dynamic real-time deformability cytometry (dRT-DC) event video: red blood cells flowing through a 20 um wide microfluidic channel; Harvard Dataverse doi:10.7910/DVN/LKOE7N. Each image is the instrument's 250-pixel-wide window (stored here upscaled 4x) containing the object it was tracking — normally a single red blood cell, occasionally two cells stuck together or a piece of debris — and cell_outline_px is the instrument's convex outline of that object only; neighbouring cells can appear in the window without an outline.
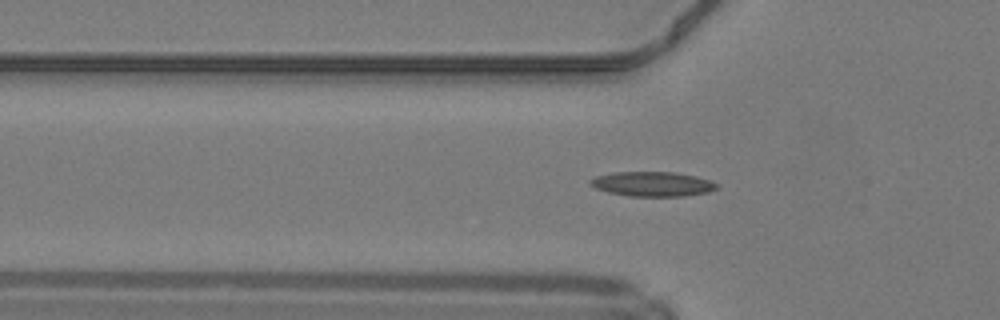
{"species": "common noctule bat (a hibernating species)", "species_latin": "Nyctalus noctula", "temperature_condition": "warm", "stored_images_in_passage": 33, "camera_frame_rate_fps": 3000, "um_per_image_px": 0.085, "animal": {"sex": "male", "body_mass_g": 19.2, "forearm_length_mm": 51.8}, "frame": {"image": 1, "passage_image": 2, "time_ms": 0.333, "image_size_px": [1000, 320], "cell_outline_px": [[720, 184], [716, 188], [708, 192], [684, 196], [628, 196], [608, 192], [596, 188], [588, 184], [588, 180], [596, 176], [612, 172], [676, 172], [696, 176]], "centroid_in_image_um": [55.43, 15.63], "position_along_channel_um": 70.4, "area_um2": 18.26}}
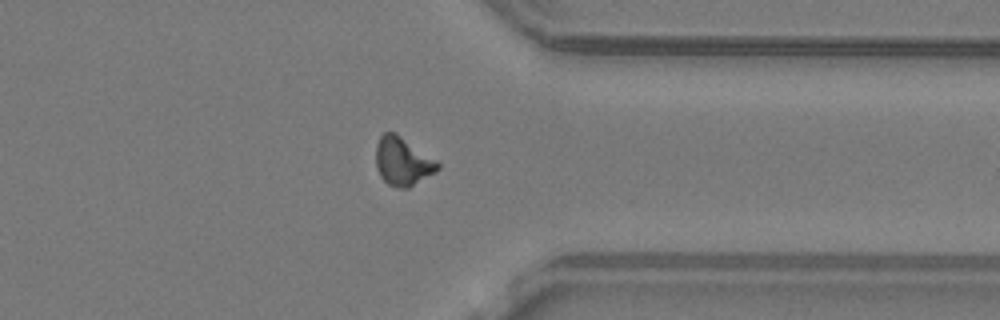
{"frame": {"image": 2, "passage_image": 24, "time_ms": 7.667, "image_size_px": [1000, 320], "cell_outline_px": [[440, 168], [436, 172], [408, 188], [400, 188], [388, 184], [380, 176], [376, 168], [376, 144], [380, 136], [384, 132], [396, 132], [436, 160], [440, 164]], "centroid_in_image_um": [34.22, 13.71], "position_along_channel_um": 377.2, "area_um2": 17.46}}
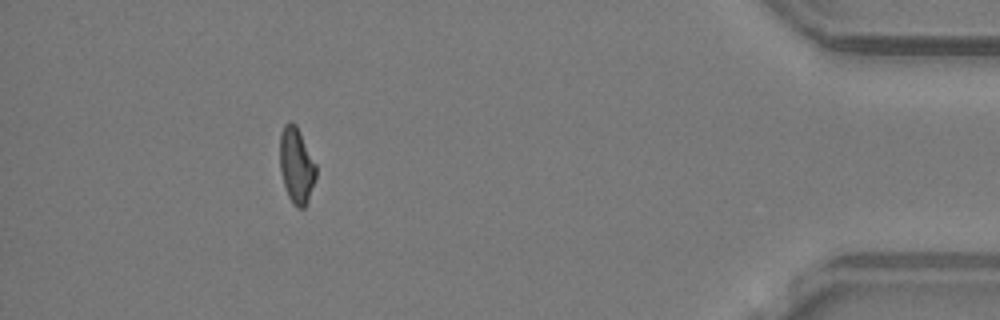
{"frame": {"image": 3, "passage_image": 30, "time_ms": 9.667, "image_size_px": [1000, 320], "cell_outline_px": [[316, 176], [308, 200], [304, 208], [296, 208], [292, 204], [288, 196], [284, 184], [280, 168], [280, 132], [284, 124], [288, 120], [292, 120], [296, 124], [316, 164]], "centroid_in_image_um": [25.19, 14.03], "position_along_channel_um": 410.0, "area_um2": 16.07}}